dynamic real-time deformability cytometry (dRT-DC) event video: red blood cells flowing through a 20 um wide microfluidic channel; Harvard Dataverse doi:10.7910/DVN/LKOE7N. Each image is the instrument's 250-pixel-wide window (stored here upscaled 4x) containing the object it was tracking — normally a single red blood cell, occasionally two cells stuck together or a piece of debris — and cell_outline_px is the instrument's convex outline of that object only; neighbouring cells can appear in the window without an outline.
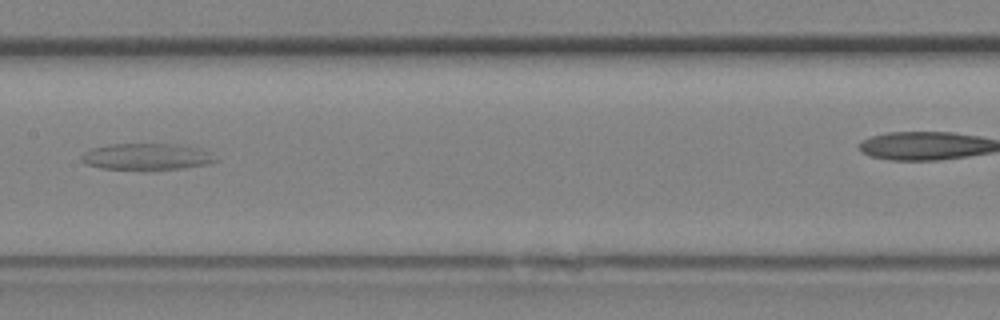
{"species": "Egyptian fruit bat (a non-hibernating species)", "species_latin": "Rousettus aegyptiacus", "temperature_condition": "room temperature", "stored_images_in_passage": 15, "camera_frame_rate_fps": 3000, "um_per_image_px": 0.085, "animal": {"sex": "female"}, "frame": {"image": 1, "passage_image": 13, "time_ms": 4.0, "image_size_px": [1000, 320], "cell_outline_px": [[216, 160], [204, 164], [184, 168], [156, 172], [144, 172], [100, 168], [88, 164], [80, 160], [80, 156], [84, 152], [92, 148], [108, 144], [184, 144], [200, 148], [208, 152]], "centroid_in_image_um": [12.41, 13.35], "position_along_channel_um": 195.0, "area_um2": 21.5}}